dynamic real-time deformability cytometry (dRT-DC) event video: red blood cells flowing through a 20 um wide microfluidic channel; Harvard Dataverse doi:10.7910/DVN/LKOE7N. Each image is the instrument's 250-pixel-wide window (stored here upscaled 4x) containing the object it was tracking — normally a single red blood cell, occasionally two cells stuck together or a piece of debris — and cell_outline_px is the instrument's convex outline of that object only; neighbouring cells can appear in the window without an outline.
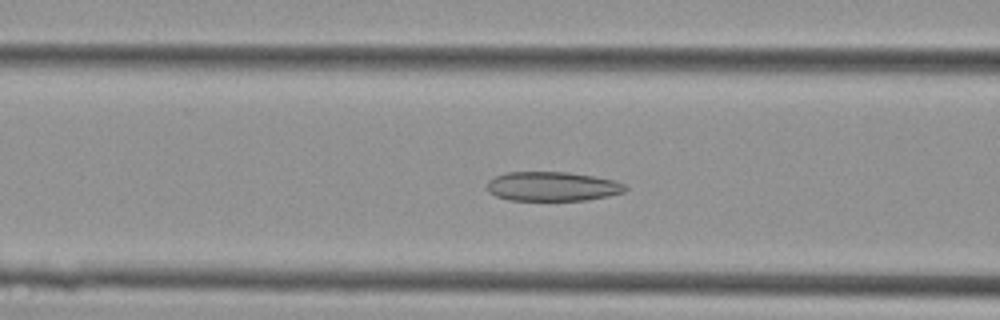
{"species": "Egyptian fruit bat (a non-hibernating species)", "species_latin": "Rousettus aegyptiacus", "temperature_condition": "cold", "stored_images_in_passage": 43, "camera_frame_rate_fps": 3000, "um_per_image_px": 0.085, "animal": {"sex": "female"}, "frame": {"image": 1, "passage_image": 17, "time_ms": 5.333, "image_size_px": [1000, 320], "cell_outline_px": [[628, 188], [624, 192], [608, 196], [584, 200], [508, 200], [496, 196], [488, 192], [488, 180], [504, 172], [568, 172], [592, 176], [612, 180], [624, 184]], "centroid_in_image_um": [46.92, 15.84], "position_along_channel_um": 119.7, "area_um2": 23.52}}
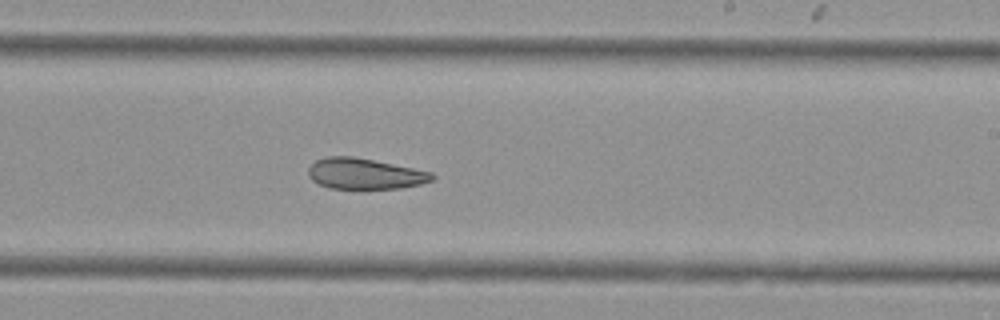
{"frame": {"image": 2, "passage_image": 26, "time_ms": 8.333, "image_size_px": [1000, 320], "cell_outline_px": [[436, 176], [432, 180], [420, 184], [400, 188], [328, 188], [312, 180], [308, 176], [308, 168], [316, 160], [328, 156], [352, 156], [432, 172]], "centroid_in_image_um": [30.98, 14.76], "position_along_channel_um": 258.0, "area_um2": 21.96}}
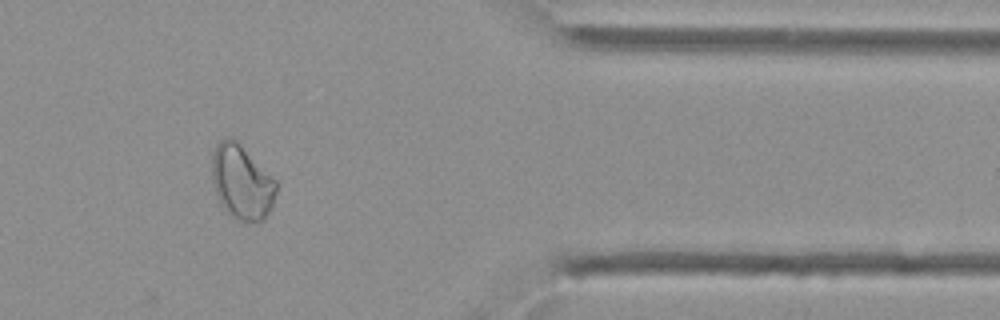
{"frame": {"image": 3, "passage_image": 36, "time_ms": 11.667, "image_size_px": [1000, 320], "cell_outline_px": [[276, 192], [272, 208], [264, 220], [260, 224], [236, 220], [220, 204], [216, 196], [212, 180], [212, 152], [216, 144], [220, 140], [228, 136], [232, 136], [276, 180]], "centroid_in_image_um": [20.54, 15.51], "position_along_channel_um": 390.9, "area_um2": 28.26}}